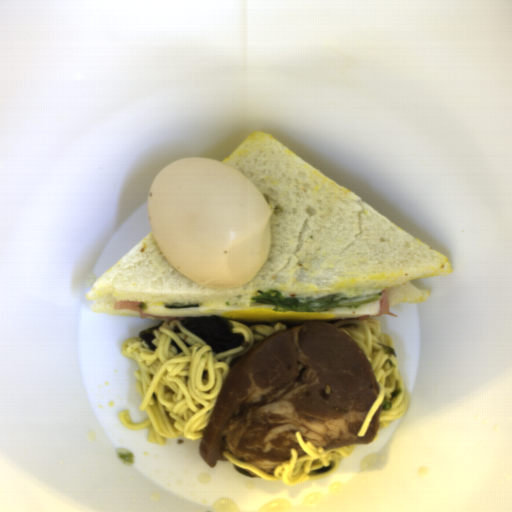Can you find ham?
Returning <instances> with one entry per match:
<instances>
[{
    "label": "ham",
    "mask_w": 512,
    "mask_h": 512,
    "mask_svg": "<svg viewBox=\"0 0 512 512\" xmlns=\"http://www.w3.org/2000/svg\"><path fill=\"white\" fill-rule=\"evenodd\" d=\"M151 302H135V301H129V300H118L113 304L115 309H122V310H137L140 313V316L138 319H145V318H161V319H172V320H180L182 321L184 318L189 317H176V316H164V315H155V314H147L145 313V309Z\"/></svg>",
    "instance_id": "ham-1"
},
{
    "label": "ham",
    "mask_w": 512,
    "mask_h": 512,
    "mask_svg": "<svg viewBox=\"0 0 512 512\" xmlns=\"http://www.w3.org/2000/svg\"><path fill=\"white\" fill-rule=\"evenodd\" d=\"M378 295L382 296V299L378 300V302H379V312L375 313L374 315H367V314L366 315H362L359 319H371L372 317L378 316V315H386V316H390V317H397L398 316V315H395V314L390 312L391 305H389L388 289H385L384 291H382Z\"/></svg>",
    "instance_id": "ham-2"
}]
</instances>
